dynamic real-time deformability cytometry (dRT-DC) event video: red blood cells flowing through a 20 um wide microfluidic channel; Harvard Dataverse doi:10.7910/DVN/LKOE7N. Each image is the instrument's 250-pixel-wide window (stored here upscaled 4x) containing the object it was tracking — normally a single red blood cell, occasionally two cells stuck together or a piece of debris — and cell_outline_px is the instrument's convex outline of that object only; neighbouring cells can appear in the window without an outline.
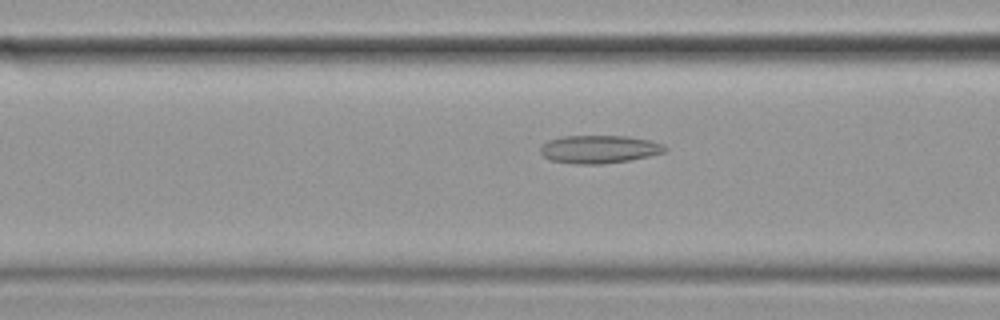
{"species": "common noctule bat (a hibernating species)", "species_latin": "Nyctalus noctula", "temperature_condition": "cold", "stored_images_in_passage": 55, "camera_frame_rate_fps": 3000, "um_per_image_px": 0.085, "animal": {"sex": "female", "body_mass_g": 19.9}, "frame": {"image": 1, "passage_image": 20, "time_ms": 6.333, "image_size_px": [1000, 320], "cell_outline_px": [[668, 148], [664, 152], [648, 156], [628, 160], [604, 164], [576, 164], [548, 160], [540, 152], [540, 148], [548, 140], [564, 136], [628, 136], [652, 140], [664, 144]], "centroid_in_image_um": [50.94, 12.68], "position_along_channel_um": 115.7, "area_um2": 20.4}}
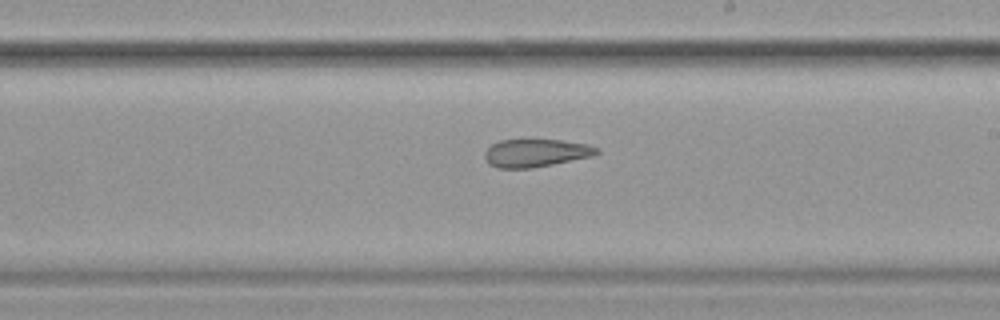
{"frame": {"image": 2, "passage_image": 31, "time_ms": 10.0, "image_size_px": [1000, 320], "cell_outline_px": [[600, 152], [592, 156], [532, 168], [496, 168], [488, 164], [484, 156], [484, 152], [492, 144], [500, 140], [560, 140], [588, 144], [600, 148]], "centroid_in_image_um": [45.54, 13.0], "position_along_channel_um": 243.5, "area_um2": 18.21}}
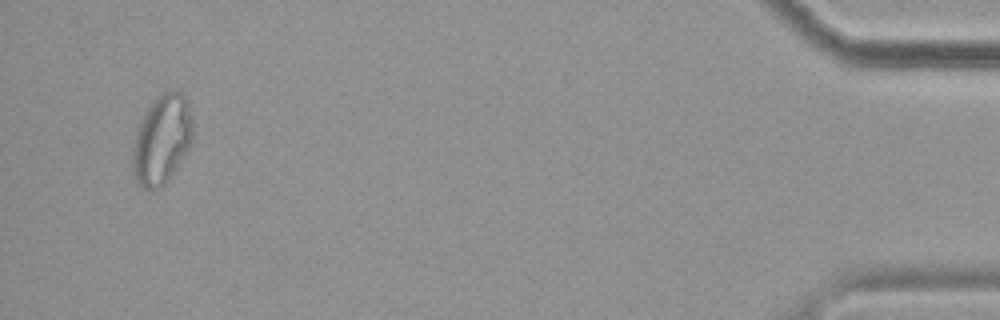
{"frame": {"image": 3, "passage_image": 53, "time_ms": 17.333, "image_size_px": [1000, 320], "cell_outline_px": [[192, 140], [188, 148], [168, 180], [160, 188], [144, 188], [136, 180], [132, 172], [132, 148], [136, 132], [140, 120], [152, 100], [160, 92], [172, 88], [180, 92], [188, 100], [192, 124]], "centroid_in_image_um": [13.74, 11.8], "position_along_channel_um": 421.5, "area_um2": 31.39}, "authors_computed_cell_mechanics": {"area_um2": 23.5246, "velocity_mm_per_s": 3.5028, "shape_relaxation_time_tau1_ms": null, "shape_relaxation_time_tau2_ms": 4.1109, "deformation_change_tau1": null, "deformation_change_tau2": 0.1283}}